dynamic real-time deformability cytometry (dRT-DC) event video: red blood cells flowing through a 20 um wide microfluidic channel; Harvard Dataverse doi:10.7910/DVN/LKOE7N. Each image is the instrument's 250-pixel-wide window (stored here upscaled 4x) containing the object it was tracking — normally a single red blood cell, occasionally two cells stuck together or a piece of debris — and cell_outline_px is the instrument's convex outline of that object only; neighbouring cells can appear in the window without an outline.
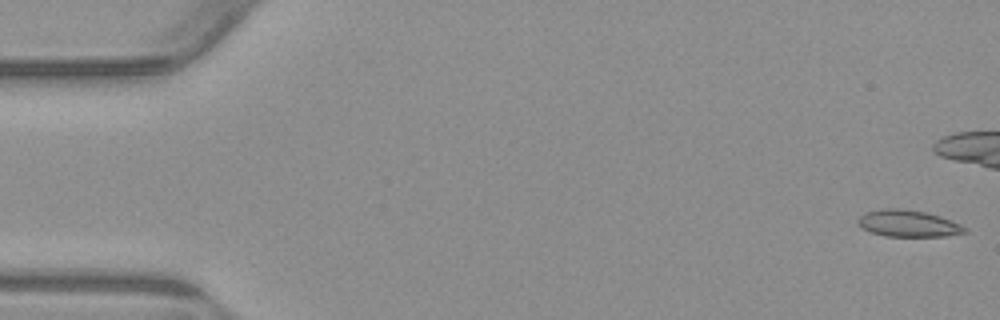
{"species": "common noctule bat (a hibernating species)", "species_latin": "Nyctalus noctula", "temperature_condition": "warm", "stored_images_in_passage": 43, "camera_frame_rate_fps": 3000, "um_per_image_px": 0.085, "animal": {"sex": "male", "body_mass_g": 23.1, "forearm_length_mm": 52.7}, "frame": {"image": 1, "passage_image": 1, "time_ms": 0.0, "image_size_px": [1000, 320], "cell_outline_px": [[968, 232], [944, 236], [884, 236], [860, 228], [856, 220], [860, 216], [868, 212], [880, 208], [900, 208], [928, 212], [940, 216], [960, 224], [968, 228]], "centroid_in_image_um": [77.19, 18.99], "position_along_channel_um": 7.8, "area_um2": 16.76}}
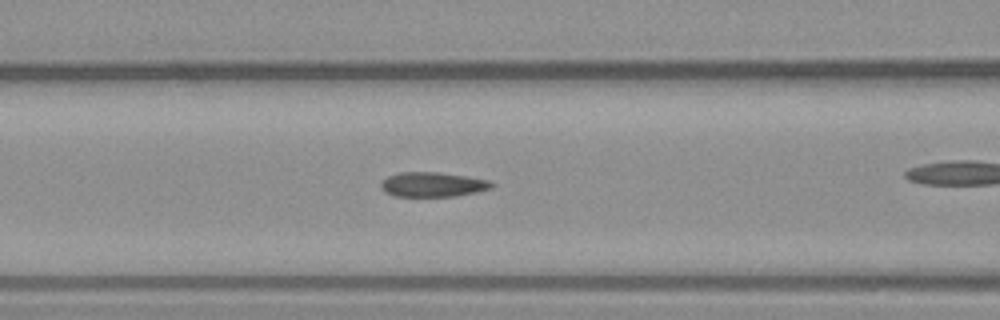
{"frame": {"image": 2, "passage_image": 22, "time_ms": 7.0, "image_size_px": [1000, 320], "cell_outline_px": [[496, 184], [492, 188], [476, 192], [456, 196], [396, 196], [384, 192], [380, 188], [380, 184], [388, 176], [400, 172], [436, 172], [464, 176], [488, 180]], "centroid_in_image_um": [36.77, 15.68], "position_along_channel_um": 129.8, "area_um2": 15.84}}
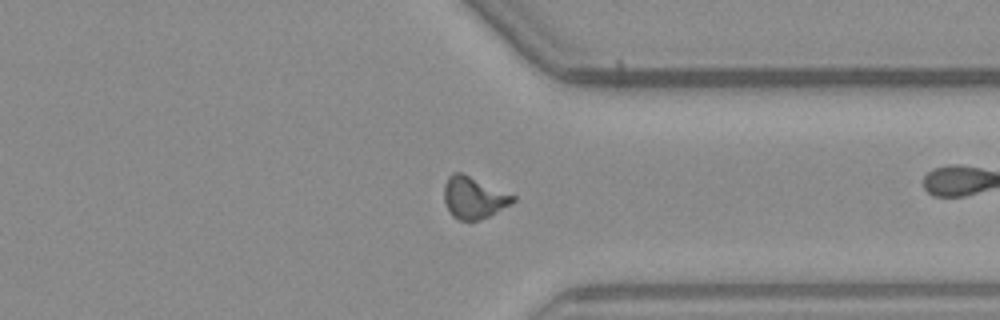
{"frame": {"image": 3, "passage_image": 41, "time_ms": 13.333, "image_size_px": [1000, 320], "cell_outline_px": [[516, 200], [488, 216], [476, 220], [460, 220], [452, 216], [444, 200], [444, 184], [448, 176], [452, 172], [460, 172], [516, 196]], "centroid_in_image_um": [40.23, 16.78], "position_along_channel_um": 371.2, "area_um2": 16.42}}